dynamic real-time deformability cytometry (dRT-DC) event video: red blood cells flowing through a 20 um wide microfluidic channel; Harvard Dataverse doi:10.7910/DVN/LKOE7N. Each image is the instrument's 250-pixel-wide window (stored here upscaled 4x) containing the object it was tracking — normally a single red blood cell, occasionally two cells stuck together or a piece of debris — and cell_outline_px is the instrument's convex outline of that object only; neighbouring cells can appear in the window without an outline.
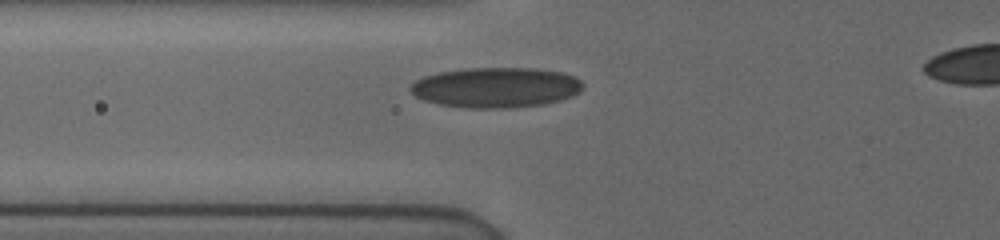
{"species": "human", "species_latin": "Homo sapiens", "temperature_condition": "cold", "stored_images_in_passage": 13, "segment_of_instrument_passage": [1, 2], "camera_frame_rate_fps": 3000, "um_per_image_px": 0.085, "donor": {"sex": "female"}, "frame": {"image": 1, "passage_image": 11, "time_ms": 5.0, "image_size_px": [1000, 240], "cell_outline_px": [[584, 88], [580, 92], [572, 96], [560, 100], [544, 104], [508, 108], [468, 108], [440, 104], [424, 100], [416, 96], [408, 88], [408, 84], [424, 76], [440, 72], [464, 68], [536, 68], [564, 72], [576, 76], [584, 84]], "centroid_in_image_um": [42.18, 7.43], "position_along_channel_um": 83.6, "area_um2": 40.81}}